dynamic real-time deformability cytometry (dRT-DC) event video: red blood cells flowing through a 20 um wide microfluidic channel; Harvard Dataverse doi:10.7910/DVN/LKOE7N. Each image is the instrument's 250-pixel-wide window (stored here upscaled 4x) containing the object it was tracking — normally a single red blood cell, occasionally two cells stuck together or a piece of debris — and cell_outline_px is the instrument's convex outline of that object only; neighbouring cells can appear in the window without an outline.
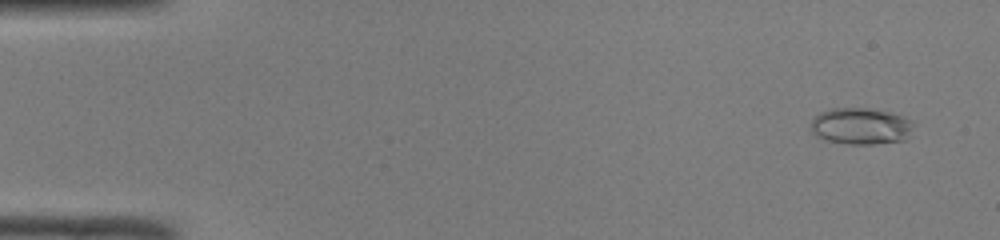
{"species": "common noctule bat (a hibernating species)", "species_latin": "Nyctalus noctula", "temperature_condition": "room temperature", "stored_images_in_passage": 50, "camera_frame_rate_fps": 3000, "um_per_image_px": 0.085, "animal": {"sex": "male", "body_mass_g": 19.0, "forearm_length_mm": 50.8}, "frame": {"image": 1, "passage_image": 3, "time_ms": 0.667, "image_size_px": [1000, 240], "cell_outline_px": [[912, 124], [904, 140], [872, 144], [848, 144], [824, 140], [816, 136], [812, 132], [812, 120], [820, 112], [832, 108], [868, 108], [888, 112], [912, 120]], "centroid_in_image_um": [73.11, 10.72], "position_along_channel_um": 11.9, "area_um2": 21.56}}
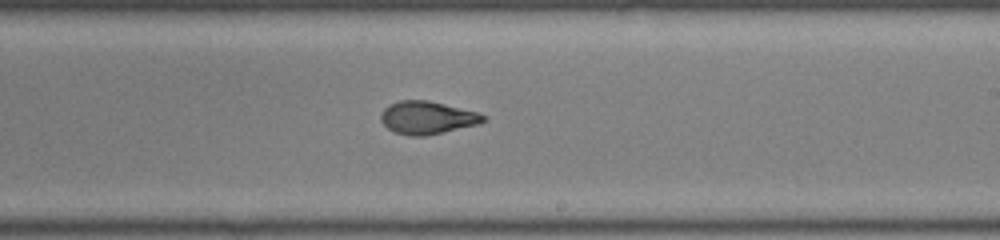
{"frame": {"image": 2, "passage_image": 30, "time_ms": 9.667, "image_size_px": [1000, 240], "cell_outline_px": [[488, 116], [484, 120], [476, 124], [424, 136], [408, 136], [396, 132], [388, 128], [380, 120], [380, 112], [388, 104], [400, 100], [428, 100], [476, 112]], "centroid_in_image_um": [36.25, 9.99], "position_along_channel_um": 252.8, "area_um2": 19.36}}
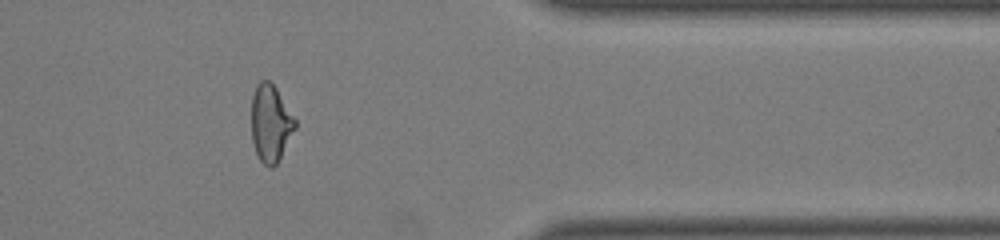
{"frame": {"image": 3, "passage_image": 41, "time_ms": 13.333, "image_size_px": [1000, 240], "cell_outline_px": [[296, 128], [276, 164], [272, 168], [268, 168], [260, 160], [256, 152], [252, 140], [252, 96], [256, 84], [260, 80], [268, 80], [276, 88], [296, 120]], "centroid_in_image_um": [22.99, 10.47], "position_along_channel_um": 388.4, "area_um2": 19.48}, "authors_computed_cell_mechanics": {"area_um2": 20.1722, "velocity_mm_per_s": 4.1452, "shape_relaxation_time_tau1_ms": 9.0663, "shape_relaxation_time_tau2_ms": 1.3806, "deformation_change_tau1": 0.2767, "deformation_change_tau2": 0.0668}}